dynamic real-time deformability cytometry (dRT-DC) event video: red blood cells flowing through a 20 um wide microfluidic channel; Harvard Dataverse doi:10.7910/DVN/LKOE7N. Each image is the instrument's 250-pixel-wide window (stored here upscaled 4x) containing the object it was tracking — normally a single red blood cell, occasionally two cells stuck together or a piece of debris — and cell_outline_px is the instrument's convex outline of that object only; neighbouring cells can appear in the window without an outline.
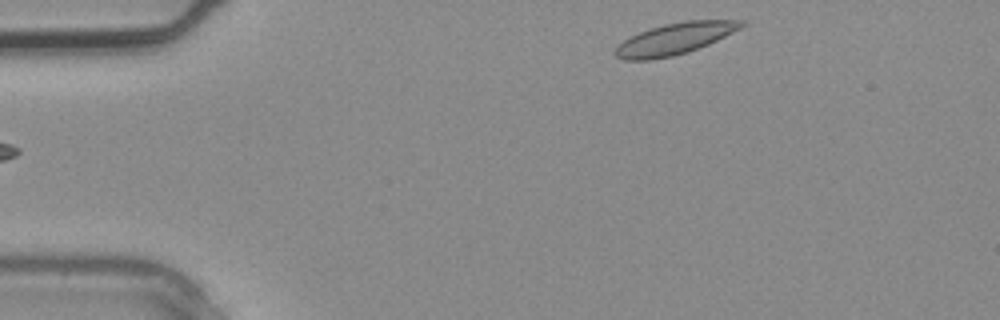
{"species": "common noctule bat (a hibernating species)", "species_latin": "Nyctalus noctula", "temperature_condition": "warm", "stored_images_in_passage": 2, "segment_of_instrument_passage": [2, 2], "camera_frame_rate_fps": 3000, "um_per_image_px": 0.085, "animal": {"sex": "male", "body_mass_g": 20.4}, "frame": {"image": 1, "passage_image": 2, "time_ms": 0.333, "image_size_px": [1000, 320], "cell_outline_px": [[748, 24], [708, 44], [688, 52], [672, 56], [648, 60], [624, 60], [616, 56], [612, 52], [624, 40], [648, 28], [664, 24], [684, 20], [748, 20]], "centroid_in_image_um": [57.37, 3.28], "position_along_channel_um": 27.6, "area_um2": 23.06}}